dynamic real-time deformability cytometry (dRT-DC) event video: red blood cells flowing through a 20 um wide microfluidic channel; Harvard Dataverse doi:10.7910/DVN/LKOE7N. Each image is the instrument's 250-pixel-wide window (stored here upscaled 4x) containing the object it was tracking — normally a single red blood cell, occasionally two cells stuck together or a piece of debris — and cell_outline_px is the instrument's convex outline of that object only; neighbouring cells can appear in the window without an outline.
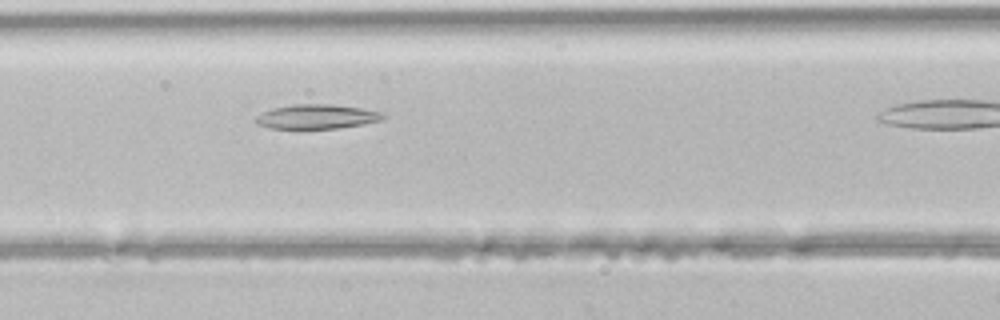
{"species": "common noctule bat (a hibernating species)", "species_latin": "Nyctalus noctula", "temperature_condition": "room temperature", "stored_images_in_passage": 28, "camera_frame_rate_fps": 3000, "um_per_image_px": 0.085, "animal": {"sex": "male", "body_mass_g": 21.5, "forearm_length_mm": 52.0}, "frame": {"image": 1, "passage_image": 10, "time_ms": 3.0, "image_size_px": [1000, 320], "cell_outline_px": [[384, 116], [380, 120], [364, 124], [340, 128], [272, 128], [256, 124], [252, 120], [256, 116], [272, 108], [292, 104], [332, 104], [360, 108], [380, 112]], "centroid_in_image_um": [26.87, 9.91], "position_along_channel_um": 139.7, "area_um2": 17.98}}
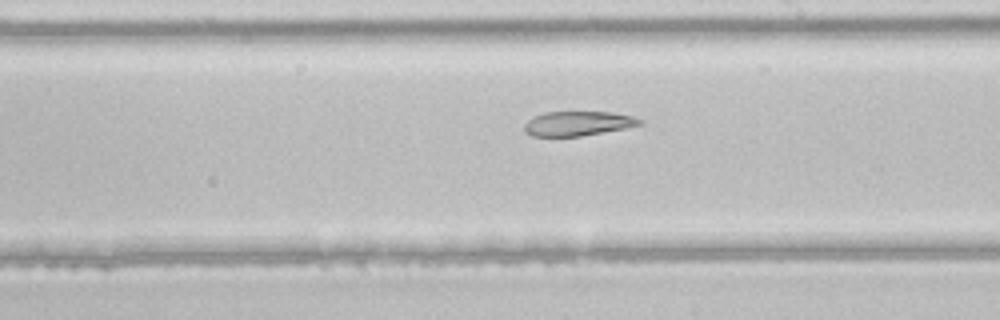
{"frame": {"image": 2, "passage_image": 17, "time_ms": 5.333, "image_size_px": [1000, 320], "cell_outline_px": [[640, 124], [624, 128], [580, 136], [532, 136], [524, 132], [524, 124], [532, 116], [544, 112], [612, 112], [632, 116], [640, 120]], "centroid_in_image_um": [49.03, 10.49], "position_along_channel_um": 240.0, "area_um2": 16.3}}
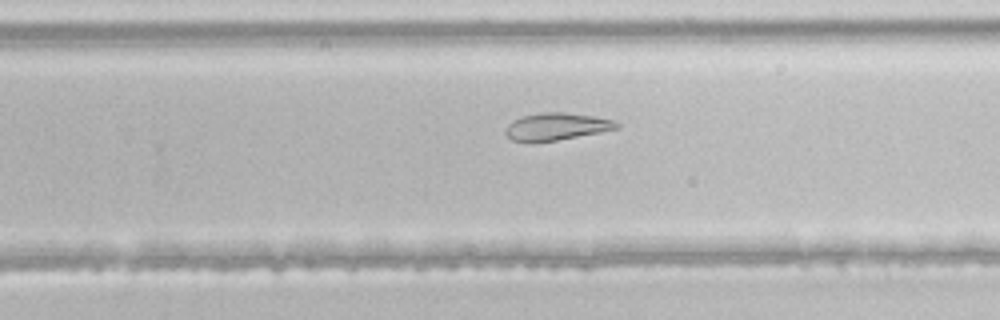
{"frame": {"image": 3, "passage_image": 20, "time_ms": 6.333, "image_size_px": [1000, 320], "cell_outline_px": [[620, 128], [600, 132], [556, 140], [512, 140], [504, 132], [504, 128], [512, 120], [520, 116], [544, 112], [564, 112], [592, 116], [612, 120], [620, 124]], "centroid_in_image_um": [47.29, 10.73], "position_along_channel_um": 282.5, "area_um2": 17.28}}